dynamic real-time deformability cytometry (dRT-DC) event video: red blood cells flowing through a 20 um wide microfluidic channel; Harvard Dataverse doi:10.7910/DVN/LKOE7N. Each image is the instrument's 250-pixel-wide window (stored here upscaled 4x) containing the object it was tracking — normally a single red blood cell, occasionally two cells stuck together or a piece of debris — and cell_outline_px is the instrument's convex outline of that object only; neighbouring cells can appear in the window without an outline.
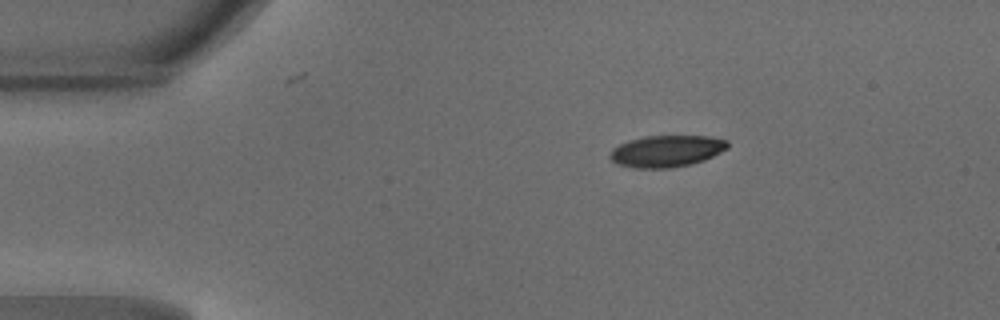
{"species": "common noctule bat (a hibernating species)", "species_latin": "Nyctalus noctula", "temperature_condition": "warm", "stored_images_in_passage": 41, "camera_frame_rate_fps": 3000, "um_per_image_px": 0.085, "animal": {"sex": "male", "body_mass_g": 18.8}, "frame": {"image": 1, "passage_image": 1, "time_ms": 0.0, "image_size_px": [1000, 320], "cell_outline_px": [[728, 148], [704, 160], [692, 164], [668, 168], [636, 168], [620, 164], [612, 160], [608, 156], [612, 148], [628, 140], [644, 136], [708, 136], [728, 140]], "centroid_in_image_um": [56.65, 12.84], "position_along_channel_um": 28.3, "area_um2": 21.68}}
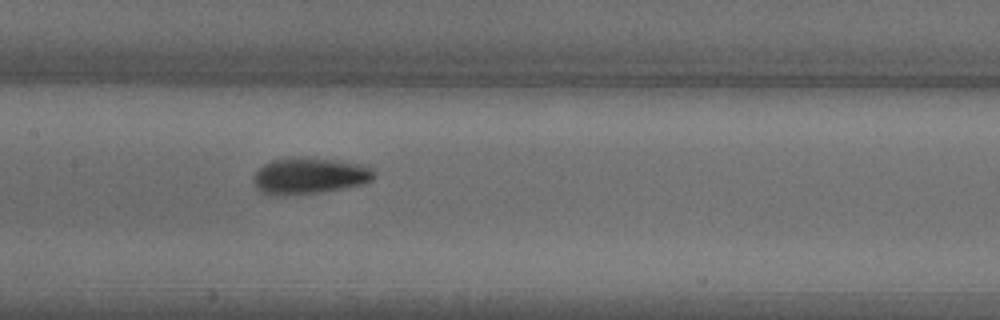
{"frame": {"image": 2, "passage_image": 16, "time_ms": 5.0, "image_size_px": [1000, 320], "cell_outline_px": [[372, 180], [364, 184], [324, 192], [280, 196], [272, 196], [260, 192], [256, 188], [252, 180], [252, 176], [264, 164], [272, 160], [332, 160], [356, 164], [372, 168]], "centroid_in_image_um": [26.23, 15.02], "position_along_channel_um": 181.2, "area_um2": 24.74}}
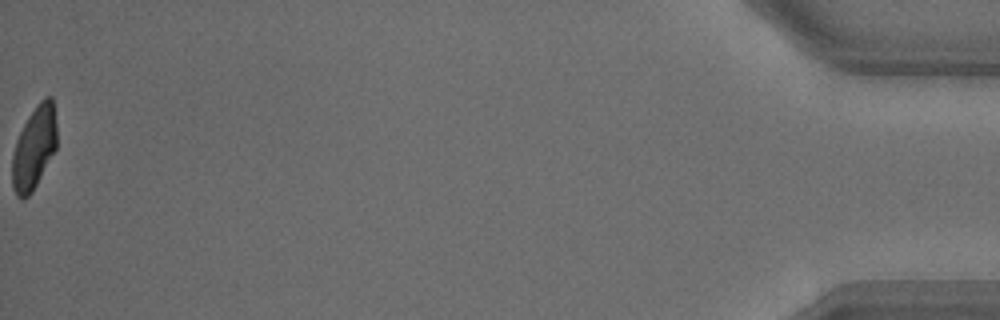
{"frame": {"image": 3, "passage_image": 41, "time_ms": 13.333, "image_size_px": [1000, 320], "cell_outline_px": [[56, 148], [32, 192], [24, 200], [16, 196], [12, 184], [12, 156], [16, 140], [28, 116], [36, 104], [44, 96], [52, 96], [56, 124]], "centroid_in_image_um": [2.89, 12.55], "position_along_channel_um": 432.3, "area_um2": 21.5}, "authors_computed_cell_mechanics": {"area_um2": 23.2934, "velocity_mm_per_s": 4.1988, "shape_relaxation_time_tau1_ms": 2.6239, "shape_relaxation_time_tau2_ms": 2.1909, "deformation_change_tau1": 0.1495, "deformation_change_tau2": 0.0771}}